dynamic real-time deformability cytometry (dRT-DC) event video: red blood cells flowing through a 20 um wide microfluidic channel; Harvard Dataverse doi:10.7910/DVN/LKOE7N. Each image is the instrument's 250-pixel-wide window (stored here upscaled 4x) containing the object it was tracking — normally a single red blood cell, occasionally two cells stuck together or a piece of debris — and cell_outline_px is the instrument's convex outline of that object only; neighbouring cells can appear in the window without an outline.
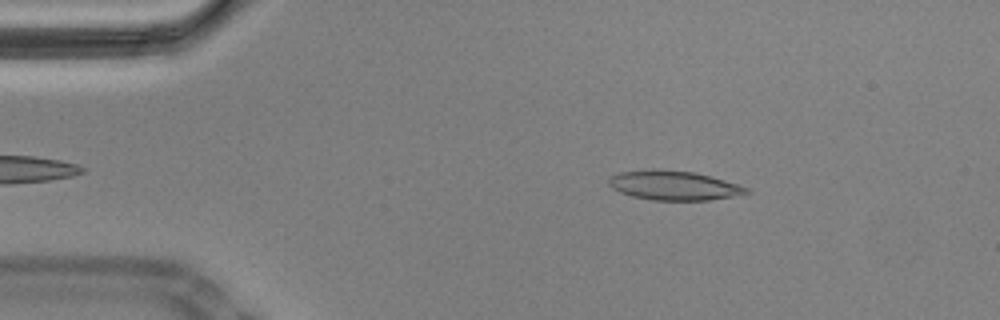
{"species": "Egyptian fruit bat (a non-hibernating species)", "species_latin": "Rousettus aegyptiacus", "temperature_condition": "cold", "stored_images_in_passage": 46, "camera_frame_rate_fps": 3000, "um_per_image_px": 0.085, "animal": {"sex": "male"}, "frame": {"image": 1, "passage_image": 7, "time_ms": 2.0, "image_size_px": [1000, 320], "cell_outline_px": [[752, 192], [732, 196], [708, 200], [652, 200], [632, 196], [620, 192], [612, 188], [608, 184], [608, 180], [612, 176], [620, 172], [692, 172], [724, 180], [748, 188]], "centroid_in_image_um": [57.3, 15.82], "position_along_channel_um": 27.7, "area_um2": 22.31}}
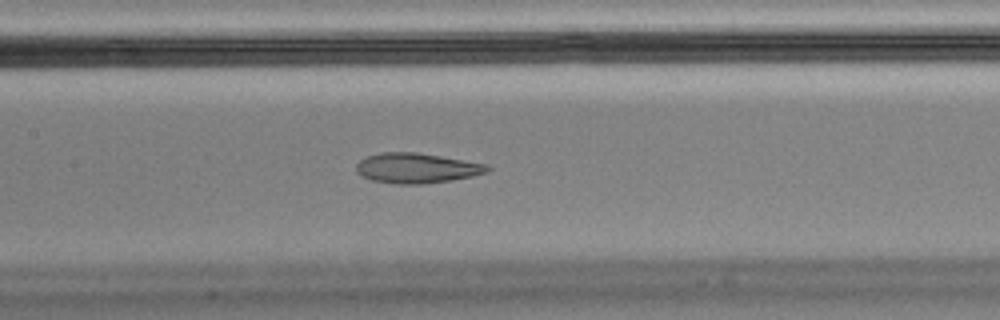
{"frame": {"image": 2, "passage_image": 24, "time_ms": 7.667, "image_size_px": [1000, 320], "cell_outline_px": [[492, 168], [488, 172], [472, 176], [452, 180], [420, 184], [396, 184], [372, 180], [356, 172], [356, 164], [360, 160], [368, 156], [384, 152], [416, 152], [488, 164]], "centroid_in_image_um": [35.44, 14.29], "position_along_channel_um": 172.0, "area_um2": 22.89}}
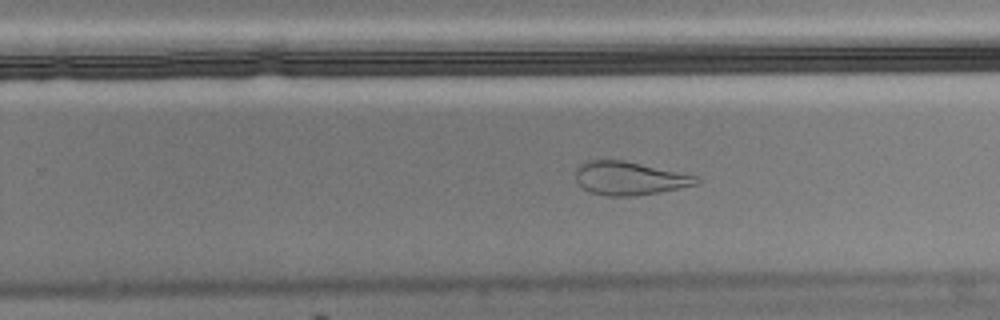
{"frame": {"image": 3, "passage_image": 33, "time_ms": 10.667, "image_size_px": [1000, 320], "cell_outline_px": [[700, 184], [660, 192], [636, 196], [608, 196], [588, 192], [576, 180], [576, 168], [580, 164], [588, 160], [624, 160], [696, 176], [700, 180]], "centroid_in_image_um": [53.49, 15.16], "position_along_channel_um": 276.3, "area_um2": 23.47}, "authors_computed_cell_mechanics": {"area_um2": 23.6113, "velocity_mm_per_s": 3.498, "shape_relaxation_time_tau1_ms": null, "shape_relaxation_time_tau2_ms": 2.4966, "deformation_change_tau1": null, "deformation_change_tau2": 0.0966}}